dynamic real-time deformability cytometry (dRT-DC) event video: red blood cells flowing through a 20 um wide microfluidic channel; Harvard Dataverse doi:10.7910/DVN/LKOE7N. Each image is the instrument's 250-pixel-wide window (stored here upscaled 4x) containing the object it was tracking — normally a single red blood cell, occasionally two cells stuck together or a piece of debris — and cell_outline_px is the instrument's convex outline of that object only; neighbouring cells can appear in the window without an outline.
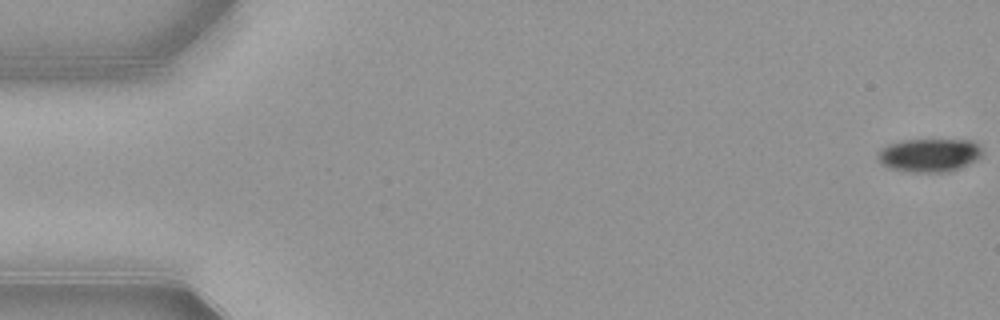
{"species": "common noctule bat (a hibernating species)", "species_latin": "Nyctalus noctula", "temperature_condition": "warm", "stored_images_in_passage": 54, "camera_frame_rate_fps": 3000, "um_per_image_px": 0.085, "animal": {"sex": "female", "body_mass_g": 21.9}, "frame": {"image": 1, "passage_image": 1, "time_ms": 0.0, "image_size_px": [1000, 320], "cell_outline_px": [[980, 156], [960, 168], [948, 172], [912, 172], [892, 168], [884, 164], [876, 156], [876, 152], [880, 148], [888, 144], [900, 140], [972, 140], [980, 148]], "centroid_in_image_um": [78.93, 13.18], "position_along_channel_um": 6.1, "area_um2": 20.06}}
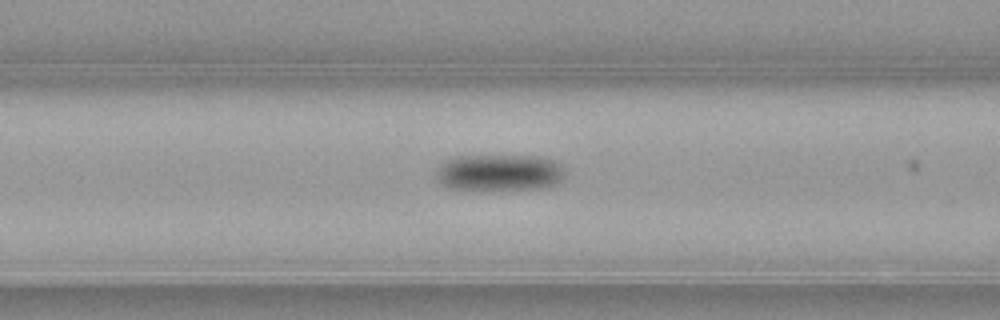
{"frame": {"image": 2, "passage_image": 22, "time_ms": 7.0, "image_size_px": [1000, 320], "cell_outline_px": [[564, 172], [560, 180], [556, 184], [544, 188], [452, 188], [436, 180], [436, 168], [440, 164], [456, 156], [536, 156], [552, 160], [560, 164]], "centroid_in_image_um": [42.43, 14.64], "position_along_channel_um": 124.2, "area_um2": 26.76}}
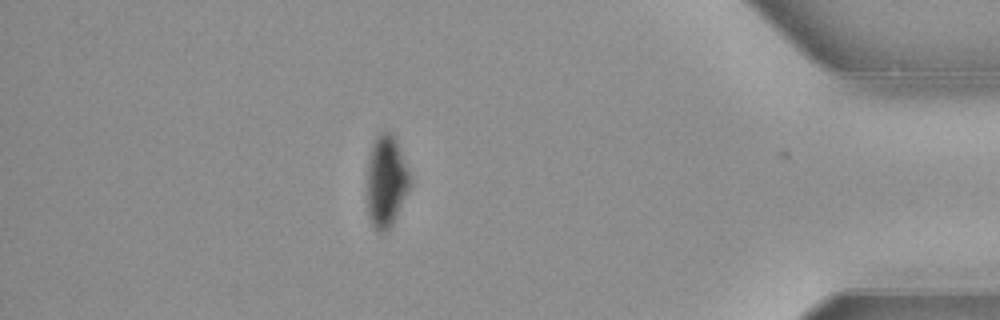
{"frame": {"image": 3, "passage_image": 47, "time_ms": 15.333, "image_size_px": [1000, 320], "cell_outline_px": [[412, 184], [388, 232], [380, 232], [372, 224], [368, 216], [368, 156], [372, 144], [376, 136], [380, 132], [392, 132], [396, 140], [412, 176]], "centroid_in_image_um": [32.85, 15.39], "position_along_channel_um": 402.3, "area_um2": 23.12}, "authors_computed_cell_mechanics": {"area_um2": 24.276, "velocity_mm_per_s": 3.8799, "shape_relaxation_time_tau1_ms": 2.3692, "shape_relaxation_time_tau2_ms": null, "deformation_change_tau1": 0.0996, "deformation_change_tau2": null}}